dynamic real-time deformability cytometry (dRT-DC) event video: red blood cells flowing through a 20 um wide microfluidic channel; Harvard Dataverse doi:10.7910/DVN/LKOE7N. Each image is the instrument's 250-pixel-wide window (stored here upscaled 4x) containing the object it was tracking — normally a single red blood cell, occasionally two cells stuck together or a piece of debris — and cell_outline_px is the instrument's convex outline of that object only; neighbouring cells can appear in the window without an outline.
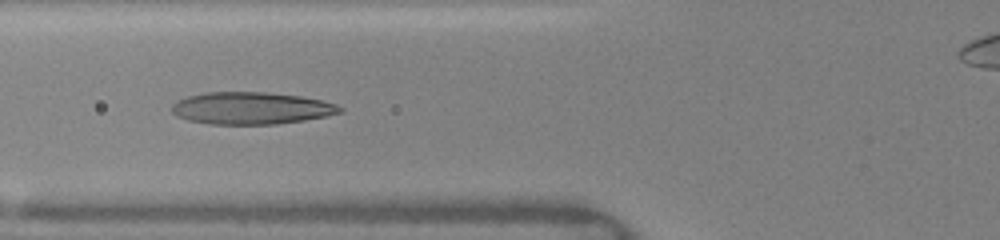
{"species": "human", "species_latin": "Homo sapiens", "temperature_condition": "warm", "stored_images_in_passage": 17, "camera_frame_rate_fps": 3000, "um_per_image_px": 0.085, "donor": {"sex": "female"}, "frame": {"image": 1, "passage_image": 15, "time_ms": 6.0, "image_size_px": [1000, 240], "cell_outline_px": [[344, 112], [304, 120], [276, 124], [208, 124], [188, 120], [176, 116], [172, 112], [172, 104], [176, 100], [188, 96], [204, 92], [264, 92], [300, 96], [320, 100], [336, 104], [344, 108]], "centroid_in_image_um": [21.33, 9.19], "position_along_channel_um": 104.5, "area_um2": 31.56}}
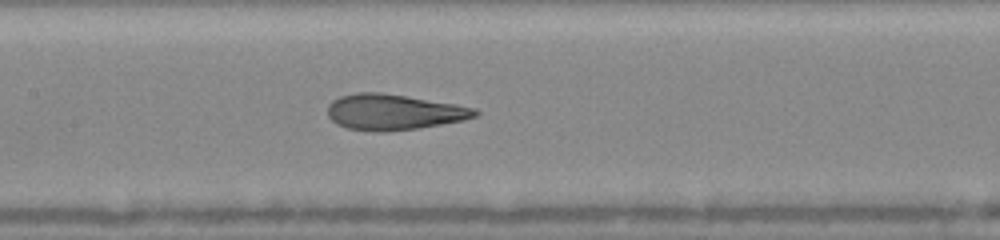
{"frame": {"image": 2, "passage_image": 17, "time_ms": 7.667, "image_size_px": [1000, 240], "cell_outline_px": [[480, 112], [476, 116], [464, 120], [420, 128], [388, 132], [376, 132], [348, 128], [336, 124], [328, 116], [328, 104], [332, 100], [340, 96], [356, 92], [380, 92], [456, 104], [476, 108]], "centroid_in_image_um": [33.46, 9.53], "position_along_channel_um": 173.9, "area_um2": 30.87}}